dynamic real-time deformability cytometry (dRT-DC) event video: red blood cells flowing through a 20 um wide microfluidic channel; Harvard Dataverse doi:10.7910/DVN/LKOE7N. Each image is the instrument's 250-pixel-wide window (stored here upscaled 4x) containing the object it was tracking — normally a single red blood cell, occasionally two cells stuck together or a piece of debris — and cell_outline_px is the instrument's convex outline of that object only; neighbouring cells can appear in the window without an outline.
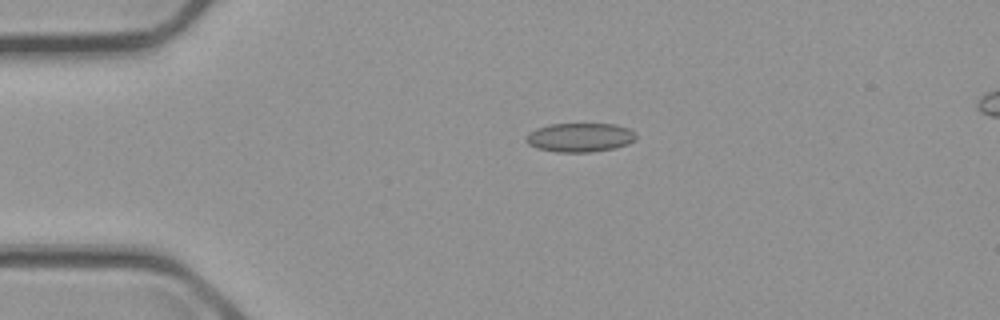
{"species": "common noctule bat (a hibernating species)", "species_latin": "Nyctalus noctula", "temperature_condition": "cold", "stored_images_in_passage": 4, "camera_frame_rate_fps": 3000, "um_per_image_px": 0.085, "animal": {"sex": "male", "body_mass_g": 23.1, "forearm_length_mm": 52.7}, "frame": {"image": 1, "passage_image": 1, "time_ms": 0.0, "image_size_px": [1000, 320], "cell_outline_px": [[636, 136], [628, 144], [616, 148], [588, 152], [556, 152], [536, 148], [528, 144], [524, 140], [524, 136], [528, 132], [536, 128], [548, 124], [616, 124], [628, 128], [636, 132]], "centroid_in_image_um": [49.24, 11.68], "position_along_channel_um": 35.8, "area_um2": 18.79}}